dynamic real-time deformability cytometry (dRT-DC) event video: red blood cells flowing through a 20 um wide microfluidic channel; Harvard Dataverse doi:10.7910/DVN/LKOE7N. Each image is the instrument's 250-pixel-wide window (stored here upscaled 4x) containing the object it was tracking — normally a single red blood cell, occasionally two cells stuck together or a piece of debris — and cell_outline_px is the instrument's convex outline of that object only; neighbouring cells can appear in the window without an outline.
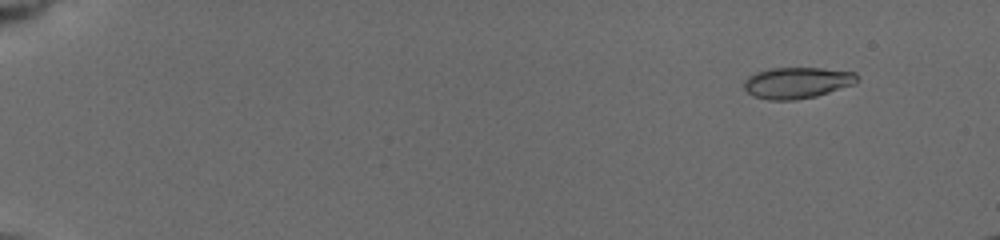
{"species": "common noctule bat (a hibernating species)", "species_latin": "Nyctalus noctula", "temperature_condition": "cold", "stored_images_in_passage": 10, "camera_frame_rate_fps": 3000, "um_per_image_px": 0.085, "animal": {"sex": "female", "body_mass_g": 19.5, "forearm_length_mm": 54.1}, "frame": {"image": 1, "passage_image": 1, "time_ms": 0.0, "image_size_px": [1000, 240], "cell_outline_px": [[860, 76], [856, 84], [816, 96], [796, 100], [768, 100], [752, 96], [744, 88], [744, 80], [748, 76], [756, 72], [772, 68], [820, 68], [856, 72]], "centroid_in_image_um": [67.77, 7.04], "position_along_channel_um": 17.2, "area_um2": 20.81}}
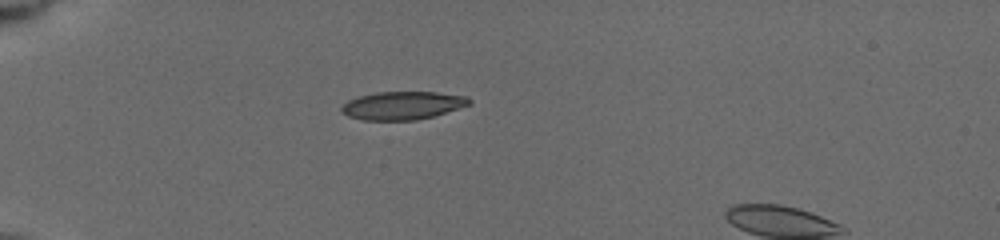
{"frame": {"image": 2, "passage_image": 7, "time_ms": 4.0, "image_size_px": [1000, 240], "cell_outline_px": [[472, 104], [432, 116], [416, 120], [360, 120], [348, 116], [340, 112], [340, 108], [348, 100], [356, 96], [376, 92], [436, 92], [468, 96], [472, 100]], "centroid_in_image_um": [34.19, 8.96], "position_along_channel_um": 50.8, "area_um2": 21.1}}
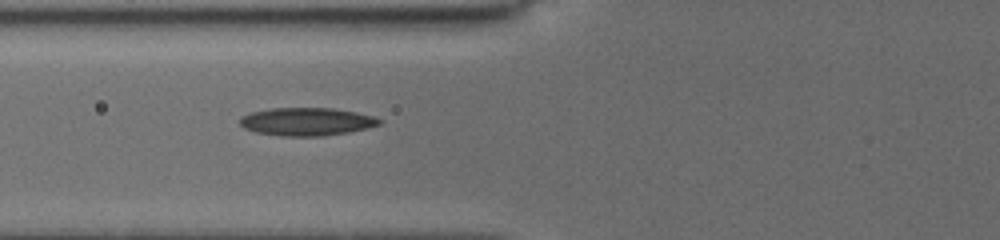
{"frame": {"image": 3, "passage_image": 10, "time_ms": 6.0, "image_size_px": [1000, 240], "cell_outline_px": [[384, 120], [380, 124], [368, 128], [348, 132], [324, 136], [280, 136], [256, 132], [244, 128], [240, 124], [240, 116], [252, 112], [272, 108], [332, 108], [356, 112], [372, 116]], "centroid_in_image_um": [26.07, 10.34], "position_along_channel_um": 99.7, "area_um2": 22.77}}